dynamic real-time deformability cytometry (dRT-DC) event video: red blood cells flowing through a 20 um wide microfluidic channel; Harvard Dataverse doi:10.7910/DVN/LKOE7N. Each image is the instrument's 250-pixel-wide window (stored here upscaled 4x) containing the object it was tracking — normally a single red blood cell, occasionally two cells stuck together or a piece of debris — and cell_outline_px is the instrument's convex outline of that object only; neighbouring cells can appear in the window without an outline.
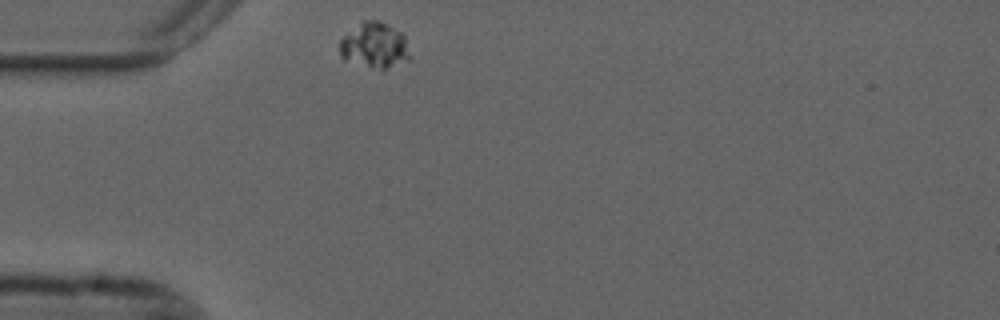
{"species": "common noctule bat (a hibernating species)", "species_latin": "Nyctalus noctula", "temperature_condition": "cold", "stored_images_in_passage": 33, "camera_frame_rate_fps": 3000, "um_per_image_px": 0.085, "animal": {"sex": "male", "forearm_length_mm": 52.5}, "frame": {"image": 1, "passage_image": 1, "time_ms": 0.0, "image_size_px": [1000, 320], "cell_outline_px": [[412, 56], [408, 60], [384, 68], [372, 68], [344, 60], [340, 56], [340, 40], [344, 36], [364, 20], [380, 20], [400, 32], [404, 36]], "centroid_in_image_um": [31.84, 3.86], "position_along_channel_um": 53.2, "area_um2": 18.44}}
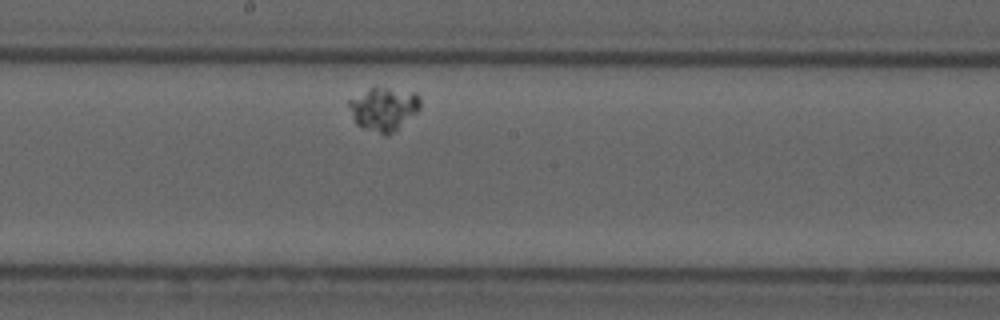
{"frame": {"image": 2, "passage_image": 18, "time_ms": 5.667, "image_size_px": [1000, 320], "cell_outline_px": [[420, 108], [416, 112], [388, 136], [384, 136], [360, 128], [356, 124], [348, 104], [348, 100], [372, 84], [416, 92], [420, 96]], "centroid_in_image_um": [32.58, 9.22], "position_along_channel_um": 215.6, "area_um2": 18.67}}
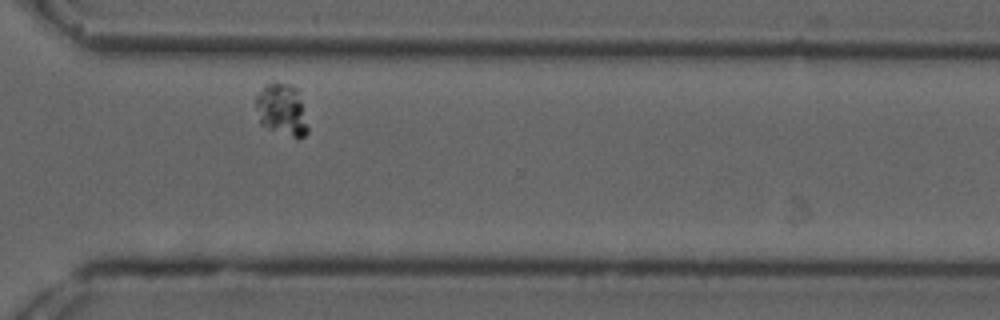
{"frame": {"image": 3, "passage_image": 30, "time_ms": 9.667, "image_size_px": [1000, 320], "cell_outline_px": [[308, 132], [300, 140], [296, 140], [260, 124], [256, 104], [256, 96], [264, 84], [276, 80], [288, 84], [296, 88], [300, 100], [308, 128]], "centroid_in_image_um": [23.94, 9.33], "position_along_channel_um": 346.7, "area_um2": 15.84}}